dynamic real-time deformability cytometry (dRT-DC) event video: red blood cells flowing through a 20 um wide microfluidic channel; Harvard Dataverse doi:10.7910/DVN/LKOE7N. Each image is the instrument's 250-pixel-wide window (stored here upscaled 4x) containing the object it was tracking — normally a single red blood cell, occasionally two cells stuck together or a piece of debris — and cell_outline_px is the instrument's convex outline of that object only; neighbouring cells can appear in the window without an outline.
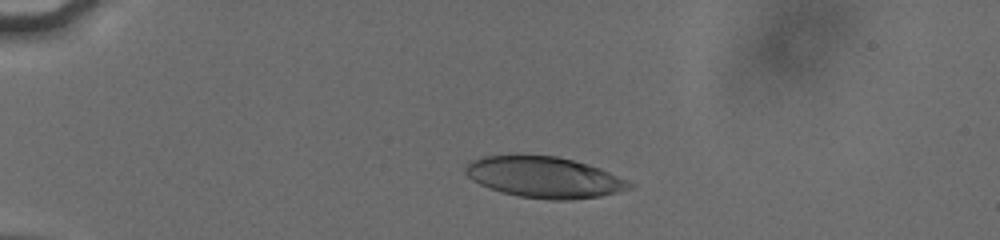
{"species": "human", "species_latin": "Homo sapiens", "temperature_condition": "cold", "stored_images_in_passage": 14, "camera_frame_rate_fps": 3000, "um_per_image_px": 0.085, "donor": {"sex": "male"}, "frame": {"image": 1, "passage_image": 9, "time_ms": 3.333, "image_size_px": [1000, 240], "cell_outline_px": [[636, 184], [632, 188], [600, 196], [572, 200], [552, 200], [520, 196], [500, 192], [488, 188], [472, 180], [464, 172], [464, 168], [472, 160], [484, 156], [556, 156], [588, 164], [600, 168], [628, 180]], "centroid_in_image_um": [46.28, 15.08], "position_along_channel_um": 38.7, "area_um2": 39.02}}
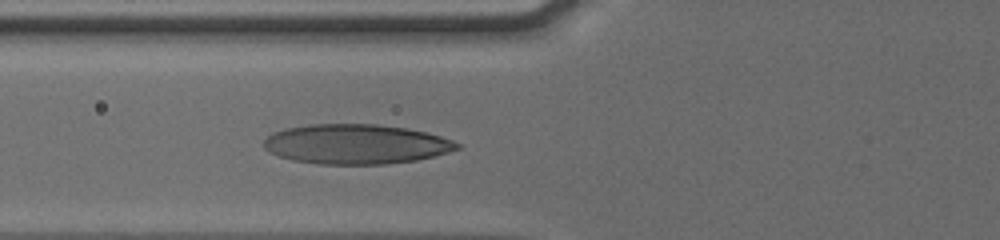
{"frame": {"image": 2, "passage_image": 14, "time_ms": 6.333, "image_size_px": [1000, 240], "cell_outline_px": [[460, 148], [448, 152], [416, 160], [388, 164], [320, 164], [292, 160], [280, 156], [264, 148], [264, 140], [272, 132], [288, 128], [312, 124], [376, 124], [404, 128], [424, 132], [440, 136], [452, 140], [460, 144]], "centroid_in_image_um": [30.26, 12.25], "position_along_channel_um": 95.5, "area_um2": 44.45}}